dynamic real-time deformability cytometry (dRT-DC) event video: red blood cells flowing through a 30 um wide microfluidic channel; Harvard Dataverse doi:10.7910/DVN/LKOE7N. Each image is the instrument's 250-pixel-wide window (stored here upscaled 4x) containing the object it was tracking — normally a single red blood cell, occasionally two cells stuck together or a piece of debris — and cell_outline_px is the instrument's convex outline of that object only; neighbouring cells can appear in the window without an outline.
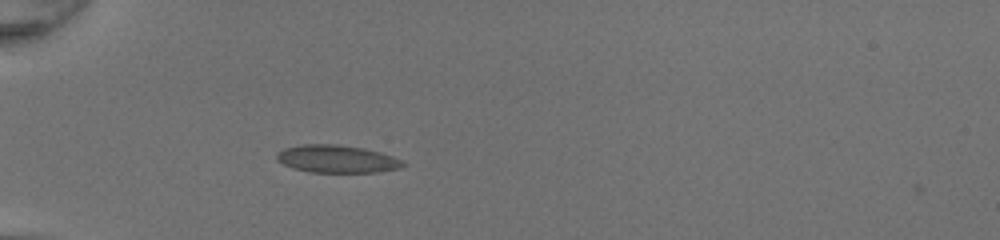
{"species": "common noctule bat (a hibernating species)", "species_latin": "Nyctalus noctula", "temperature_condition": "room temperature", "stored_images_in_passage": 34, "camera_frame_rate_fps": 3000, "um_per_image_px": 0.085, "animal": {"sex": "female", "body_mass_g": 20.0, "forearm_length_mm": 54.0}, "frame": {"image": 1, "passage_image": 1, "time_ms": 0.0, "image_size_px": [1000, 240], "cell_outline_px": [[408, 164], [400, 168], [376, 172], [312, 172], [292, 168], [276, 160], [276, 152], [284, 148], [300, 144], [336, 144], [364, 148], [380, 152], [404, 160]], "centroid_in_image_um": [28.64, 13.5], "position_along_channel_um": 56.4, "area_um2": 20.52}}
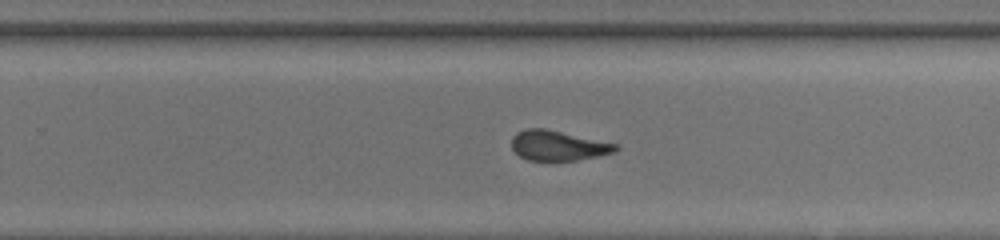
{"frame": {"image": 2, "passage_image": 18, "time_ms": 5.667, "image_size_px": [1000, 240], "cell_outline_px": [[620, 148], [616, 152], [556, 164], [528, 160], [520, 156], [512, 148], [512, 136], [516, 132], [524, 128], [544, 128], [616, 144]], "centroid_in_image_um": [47.39, 12.41], "position_along_channel_um": 282.4, "area_um2": 18.67}}
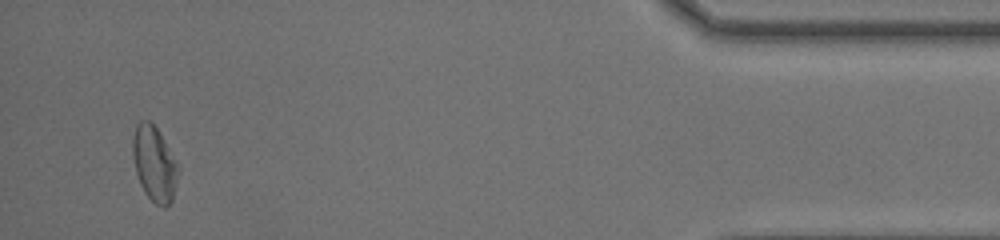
{"frame": {"image": 3, "passage_image": 32, "time_ms": 10.333, "image_size_px": [1000, 240], "cell_outline_px": [[180, 168], [172, 200], [164, 208], [156, 204], [144, 192], [140, 184], [136, 172], [132, 156], [132, 140], [136, 124], [140, 120], [148, 120], [156, 128], [164, 140]], "centroid_in_image_um": [13.11, 13.92], "position_along_channel_um": 422.1, "area_um2": 19.83}, "authors_computed_cell_mechanics": {"area_um2": 19.1318, "velocity_mm_per_s": 4.3092, "shape_relaxation_time_tau1_ms": null, "shape_relaxation_time_tau2_ms": 1.2629, "deformation_change_tau1": null, "deformation_change_tau2": 0.0947}}